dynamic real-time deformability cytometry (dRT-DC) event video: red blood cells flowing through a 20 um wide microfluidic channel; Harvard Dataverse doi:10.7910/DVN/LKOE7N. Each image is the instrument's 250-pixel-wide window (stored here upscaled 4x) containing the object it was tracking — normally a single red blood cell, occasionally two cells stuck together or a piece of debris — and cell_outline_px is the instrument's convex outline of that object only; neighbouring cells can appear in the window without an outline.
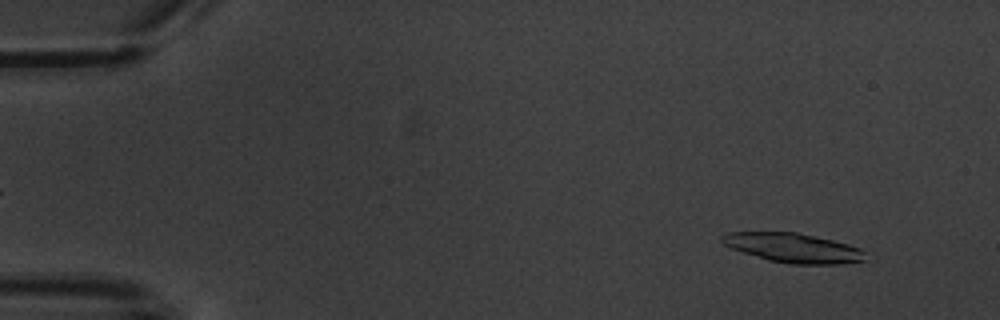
{"species": "common noctule bat (a hibernating species)", "species_latin": "Nyctalus noctula", "temperature_condition": "warm", "stored_images_in_passage": 5, "camera_frame_rate_fps": 3000, "um_per_image_px": 0.085, "animal": {"sex": "male", "body_mass_g": 20.1, "forearm_length_mm": 53.5}, "frame": {"image": 1, "passage_image": 1, "time_ms": 0.0, "image_size_px": [1000, 320], "cell_outline_px": [[864, 260], [836, 264], [792, 264], [768, 260], [732, 248], [724, 244], [720, 240], [720, 236], [728, 232], [796, 232], [832, 240], [848, 244], [860, 248], [864, 252]], "centroid_in_image_um": [67.39, 21.06], "position_along_channel_um": 17.6, "area_um2": 24.22}}